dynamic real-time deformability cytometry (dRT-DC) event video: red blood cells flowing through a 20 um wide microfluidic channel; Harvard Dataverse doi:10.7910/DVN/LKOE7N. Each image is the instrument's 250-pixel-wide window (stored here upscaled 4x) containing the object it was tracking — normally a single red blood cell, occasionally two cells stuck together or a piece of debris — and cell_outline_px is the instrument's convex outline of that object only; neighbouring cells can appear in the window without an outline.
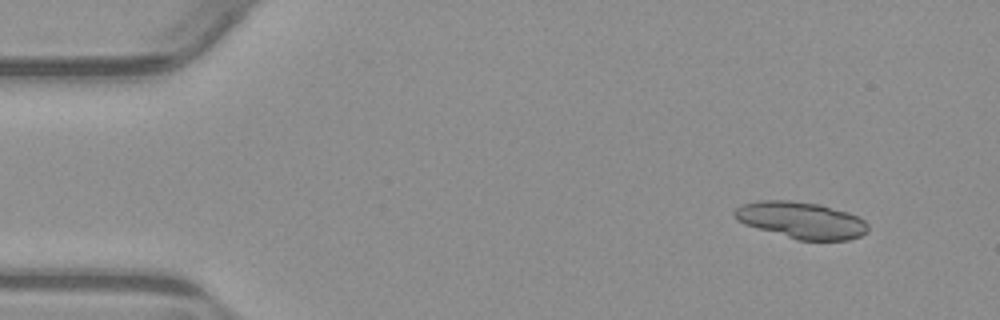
{"species": "common noctule bat (a hibernating species)", "species_latin": "Nyctalus noctula", "temperature_condition": "warm", "stored_images_in_passage": 39, "segment_of_instrument_passage": [1, 2], "camera_frame_rate_fps": 3000, "um_per_image_px": 0.085, "animal": {"sex": "male", "body_mass_g": 23.1, "forearm_length_mm": 52.7}, "frame": {"image": 1, "passage_image": 4, "time_ms": 1.0, "image_size_px": [1000, 320], "cell_outline_px": [[868, 232], [860, 236], [848, 240], [796, 240], [756, 228], [744, 224], [736, 220], [732, 216], [732, 212], [740, 204], [760, 200], [792, 200], [820, 204], [848, 212], [860, 216], [868, 224]], "centroid_in_image_um": [68.08, 18.71], "position_along_channel_um": 16.9, "area_um2": 29.02}}